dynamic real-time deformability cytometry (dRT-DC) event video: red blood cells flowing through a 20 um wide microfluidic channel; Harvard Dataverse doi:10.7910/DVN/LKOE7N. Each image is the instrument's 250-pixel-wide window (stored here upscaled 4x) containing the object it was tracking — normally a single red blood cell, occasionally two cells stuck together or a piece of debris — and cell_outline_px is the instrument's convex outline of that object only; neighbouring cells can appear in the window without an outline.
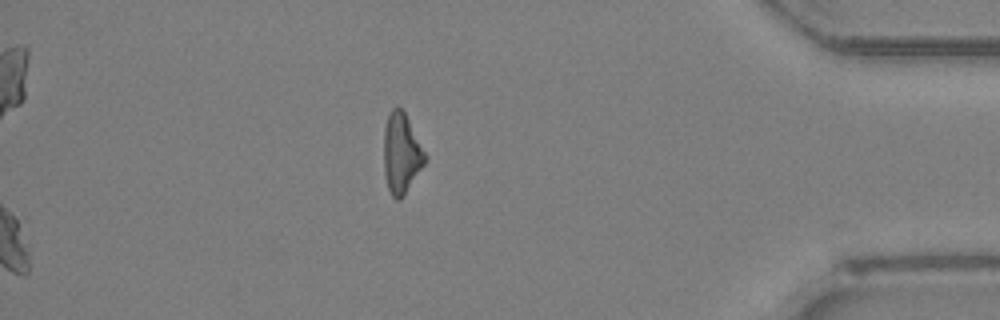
{"species": "Egyptian fruit bat (a non-hibernating species)", "species_latin": "Rousettus aegyptiacus", "temperature_condition": "room temperature", "stored_images_in_passage": 44, "camera_frame_rate_fps": 3000, "um_per_image_px": 0.085, "animal": {"sex": "female"}, "frame": {"image": 1, "passage_image": 44, "time_ms": 14.333, "image_size_px": [1000, 320], "cell_outline_px": [[428, 160], [404, 196], [400, 200], [396, 200], [392, 196], [388, 188], [384, 172], [384, 128], [388, 112], [396, 104], [404, 112], [428, 156]], "centroid_in_image_um": [34.13, 13.04], "position_along_channel_um": 401.1, "area_um2": 19.65}}